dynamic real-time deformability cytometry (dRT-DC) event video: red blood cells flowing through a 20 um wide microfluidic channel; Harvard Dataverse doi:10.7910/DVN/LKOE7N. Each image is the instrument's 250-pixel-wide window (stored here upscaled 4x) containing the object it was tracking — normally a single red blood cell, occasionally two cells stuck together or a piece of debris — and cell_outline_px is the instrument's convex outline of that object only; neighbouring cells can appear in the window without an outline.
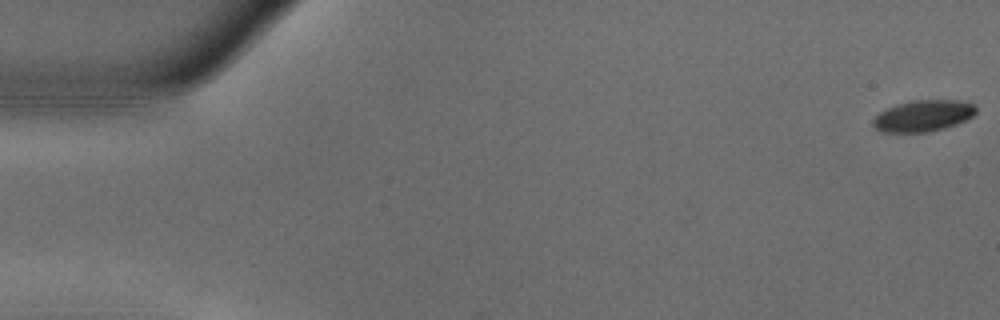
{"species": "common noctule bat (a hibernating species)", "species_latin": "Nyctalus noctula", "temperature_condition": "warm", "stored_images_in_passage": 55, "camera_frame_rate_fps": 3000, "um_per_image_px": 0.085, "animal": {"sex": "male", "body_mass_g": 18.8}, "frame": {"image": 1, "passage_image": 1, "time_ms": 0.0, "image_size_px": [1000, 320], "cell_outline_px": [[976, 112], [972, 116], [956, 124], [944, 128], [928, 132], [880, 132], [872, 124], [872, 120], [880, 112], [896, 104], [912, 100], [960, 100], [976, 104]], "centroid_in_image_um": [78.47, 9.83], "position_along_channel_um": 6.5, "area_um2": 18.84}}
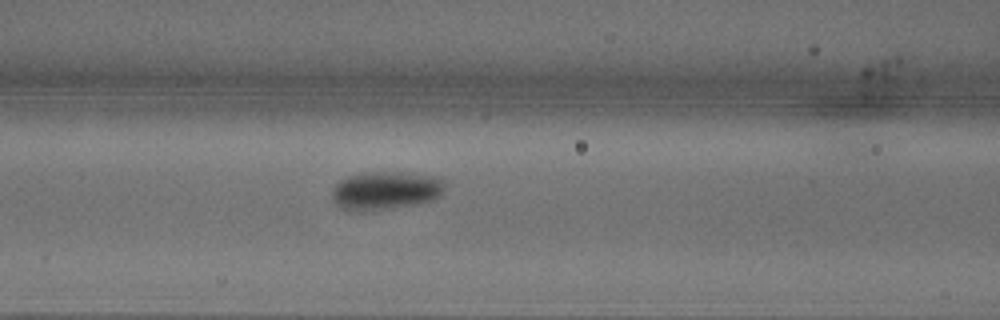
{"frame": {"image": 2, "passage_image": 23, "time_ms": 7.333, "image_size_px": [1000, 320], "cell_outline_px": [[444, 192], [440, 196], [432, 200], [416, 204], [384, 208], [340, 208], [332, 200], [332, 188], [340, 180], [348, 176], [360, 172], [396, 172], [440, 176], [444, 184]], "centroid_in_image_um": [32.81, 16.14], "position_along_channel_um": 133.8, "area_um2": 24.68}}
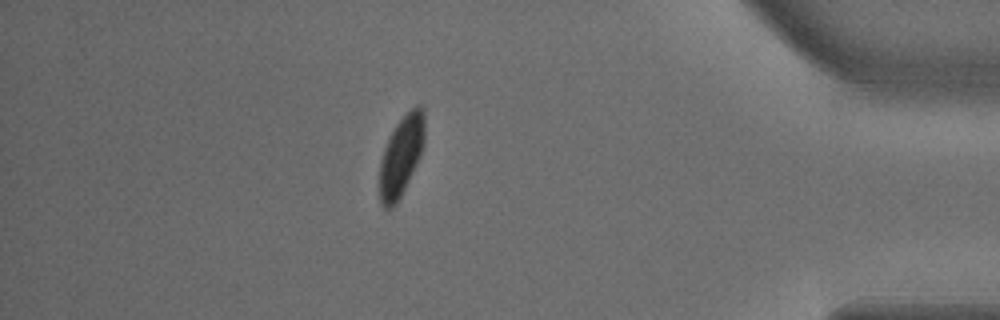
{"frame": {"image": 3, "passage_image": 48, "time_ms": 15.667, "image_size_px": [1000, 320], "cell_outline_px": [[424, 144], [420, 156], [396, 204], [392, 208], [384, 208], [380, 204], [380, 164], [384, 148], [388, 136], [396, 124], [416, 104], [420, 104], [424, 108]], "centroid_in_image_um": [34.1, 13.22], "position_along_channel_um": 401.1, "area_um2": 20.81}, "authors_computed_cell_mechanics": {"area_um2": 22.0796, "velocity_mm_per_s": 3.6963, "shape_relaxation_time_tau1_ms": 3.1816, "shape_relaxation_time_tau2_ms": null, "deformation_change_tau1": 0.1131, "deformation_change_tau2": null}}